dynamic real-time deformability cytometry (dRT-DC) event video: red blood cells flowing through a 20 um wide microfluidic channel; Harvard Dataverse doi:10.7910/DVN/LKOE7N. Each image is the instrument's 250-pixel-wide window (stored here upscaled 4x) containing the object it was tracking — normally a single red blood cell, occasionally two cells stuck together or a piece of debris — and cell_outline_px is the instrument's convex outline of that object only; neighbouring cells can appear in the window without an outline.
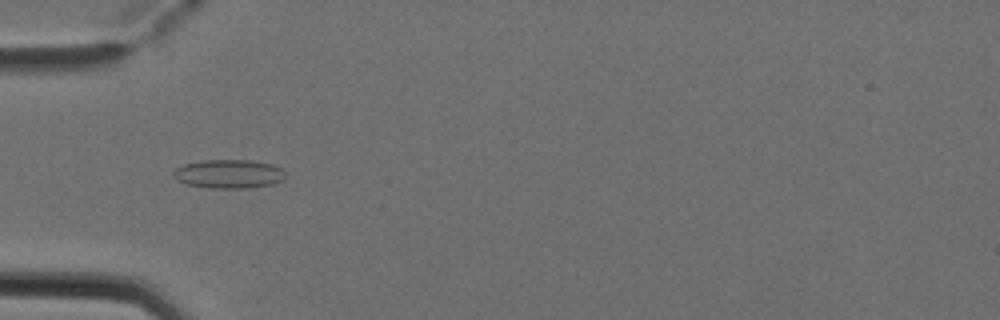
{"species": "Egyptian fruit bat (a non-hibernating species)", "species_latin": "Rousettus aegyptiacus", "temperature_condition": "cold", "stored_images_in_passage": 7, "camera_frame_rate_fps": 3000, "um_per_image_px": 0.085, "animal": {"sex": "female"}, "frame": {"image": 1, "passage_image": 5, "time_ms": 1.333, "image_size_px": [1000, 320], "cell_outline_px": [[284, 180], [272, 184], [248, 188], [208, 188], [188, 184], [176, 180], [172, 176], [172, 172], [176, 168], [184, 164], [200, 160], [252, 160], [272, 164], [280, 168], [284, 172]], "centroid_in_image_um": [19.42, 14.78], "position_along_channel_um": 65.6, "area_um2": 18.9}}
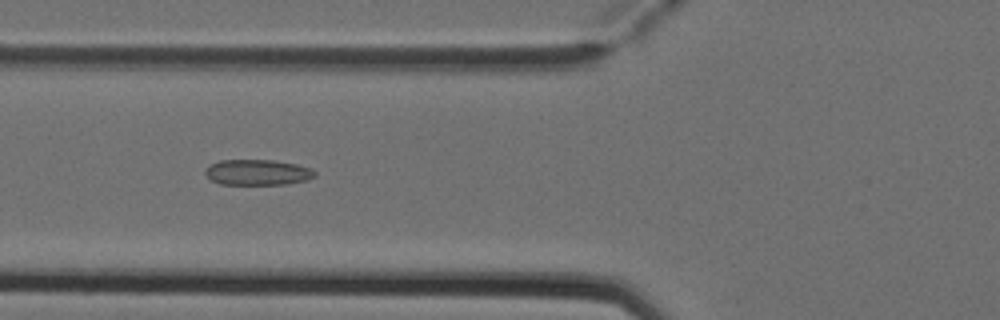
{"frame": {"image": 2, "passage_image": 6, "time_ms": 1.667, "image_size_px": [1000, 320], "cell_outline_px": [[316, 176], [308, 180], [288, 184], [220, 184], [212, 180], [204, 172], [212, 164], [220, 160], [272, 160], [296, 164], [312, 168], [316, 172]], "centroid_in_image_um": [21.96, 14.65], "position_along_channel_um": 103.8, "area_um2": 16.3}}
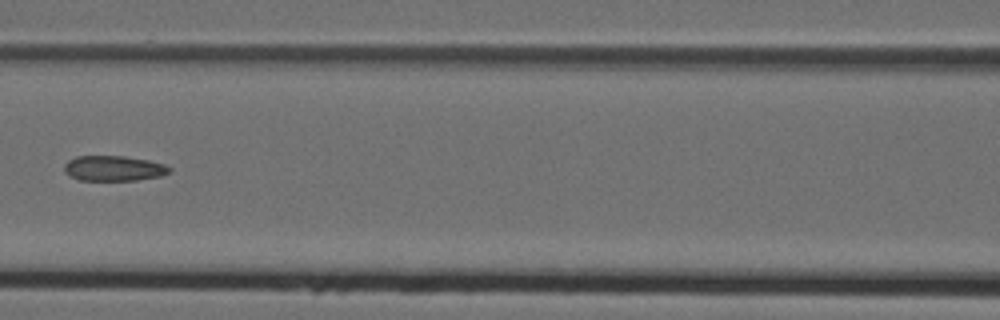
{"frame": {"image": 3, "passage_image": 7, "time_ms": 2.0, "image_size_px": [1000, 320], "cell_outline_px": [[172, 168], [168, 172], [160, 176], [136, 180], [80, 180], [68, 176], [64, 172], [64, 164], [68, 160], [76, 156], [124, 156], [148, 160], [164, 164]], "centroid_in_image_um": [9.62, 14.3], "position_along_channel_um": 157.0, "area_um2": 15.49}}